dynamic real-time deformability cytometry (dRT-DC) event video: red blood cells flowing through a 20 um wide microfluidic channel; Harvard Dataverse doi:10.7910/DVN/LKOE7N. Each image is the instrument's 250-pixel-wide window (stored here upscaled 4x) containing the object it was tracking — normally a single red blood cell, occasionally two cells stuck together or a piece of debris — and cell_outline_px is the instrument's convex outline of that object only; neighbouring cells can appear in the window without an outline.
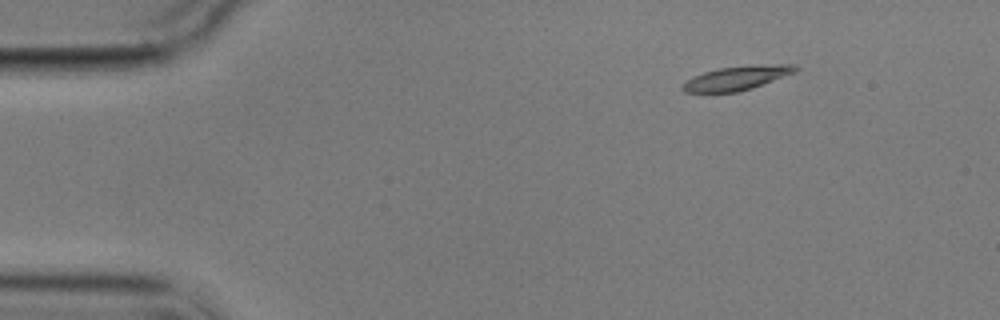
{"species": "common noctule bat (a hibernating species)", "species_latin": "Nyctalus noctula", "temperature_condition": "cold", "stored_images_in_passage": 8, "camera_frame_rate_fps": 3000, "um_per_image_px": 0.085, "animal": {"sex": "male", "body_mass_g": 17.9}, "frame": {"image": 1, "passage_image": 2, "time_ms": 1.0, "image_size_px": [1000, 320], "cell_outline_px": [[800, 68], [796, 72], [752, 88], [740, 92], [684, 92], [680, 88], [692, 76], [704, 72], [720, 68], [776, 64], [792, 64]], "centroid_in_image_um": [62.64, 6.64], "position_along_channel_um": 22.4, "area_um2": 15.55}}
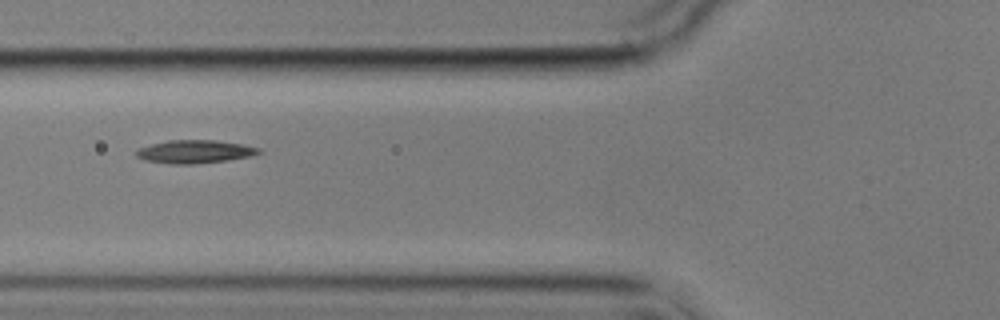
{"frame": {"image": 2, "passage_image": 6, "time_ms": 5.667, "image_size_px": [1000, 320], "cell_outline_px": [[264, 152], [252, 156], [228, 160], [196, 164], [172, 164], [144, 160], [136, 156], [136, 148], [168, 140], [216, 140], [240, 144], [260, 148]], "centroid_in_image_um": [16.56, 12.89], "position_along_channel_um": 109.2, "area_um2": 16.65}}
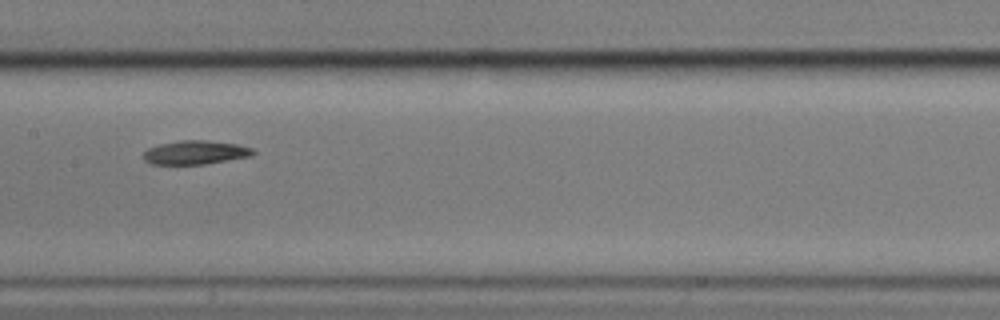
{"frame": {"image": 3, "passage_image": 8, "time_ms": 8.0, "image_size_px": [1000, 320], "cell_outline_px": [[256, 152], [252, 156], [204, 164], [152, 164], [144, 160], [140, 156], [148, 148], [160, 144], [180, 140], [204, 140], [236, 144], [252, 148]], "centroid_in_image_um": [16.58, 12.96], "position_along_channel_um": 190.8, "area_um2": 15.2}}